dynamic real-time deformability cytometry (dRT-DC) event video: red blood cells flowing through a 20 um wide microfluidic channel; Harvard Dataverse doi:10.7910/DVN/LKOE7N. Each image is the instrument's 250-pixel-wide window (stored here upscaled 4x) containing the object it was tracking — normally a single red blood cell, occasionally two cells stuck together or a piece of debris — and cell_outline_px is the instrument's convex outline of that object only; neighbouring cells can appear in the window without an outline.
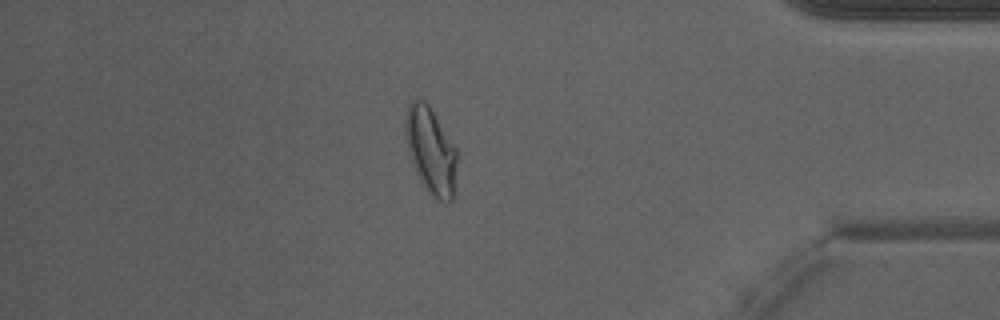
{"species": "Egyptian fruit bat (a non-hibernating species)", "species_latin": "Rousettus aegyptiacus", "temperature_condition": "warm", "stored_images_in_passage": 49, "camera_frame_rate_fps": 3000, "um_per_image_px": 0.085, "animal": {"sex": "male"}, "frame": {"image": 1, "passage_image": 42, "time_ms": 13.667, "image_size_px": [1000, 320], "cell_outline_px": [[456, 196], [452, 200], [436, 200], [428, 192], [420, 180], [412, 160], [408, 148], [404, 124], [408, 104], [416, 96], [424, 100], [428, 104], [456, 148]], "centroid_in_image_um": [36.63, 12.8], "position_along_channel_um": 398.6, "area_um2": 25.95}, "authors_computed_cell_mechanics": {"area_um2": 25.143, "velocity_mm_per_s": 4.2501, "shape_relaxation_time_tau1_ms": 8.7693, "shape_relaxation_time_tau2_ms": 1.1461, "deformation_change_tau1": 0.2376, "deformation_change_tau2": 0.0499}}